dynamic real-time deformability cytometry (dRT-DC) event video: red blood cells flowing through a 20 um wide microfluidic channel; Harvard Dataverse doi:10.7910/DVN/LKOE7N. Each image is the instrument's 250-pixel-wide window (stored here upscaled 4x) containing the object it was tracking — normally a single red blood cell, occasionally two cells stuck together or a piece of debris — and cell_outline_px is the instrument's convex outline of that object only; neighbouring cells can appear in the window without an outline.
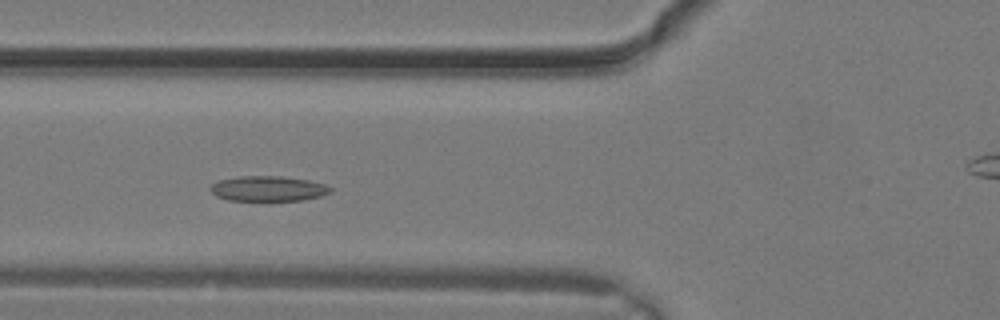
{"species": "common noctule bat (a hibernating species)", "species_latin": "Nyctalus noctula", "temperature_condition": "warm", "stored_images_in_passage": 15, "camera_frame_rate_fps": 3000, "um_per_image_px": 0.085, "animal": {"sex": "male", "body_mass_g": 19.2, "forearm_length_mm": 51.8}, "frame": {"image": 1, "passage_image": 8, "time_ms": 2.333, "image_size_px": [1000, 320], "cell_outline_px": [[332, 192], [320, 196], [304, 200], [268, 204], [264, 204], [228, 200], [216, 196], [208, 188], [212, 184], [220, 180], [240, 176], [280, 176], [308, 180], [324, 184], [332, 188]], "centroid_in_image_um": [22.78, 16.1], "position_along_channel_um": 103.0, "area_um2": 18.67}}
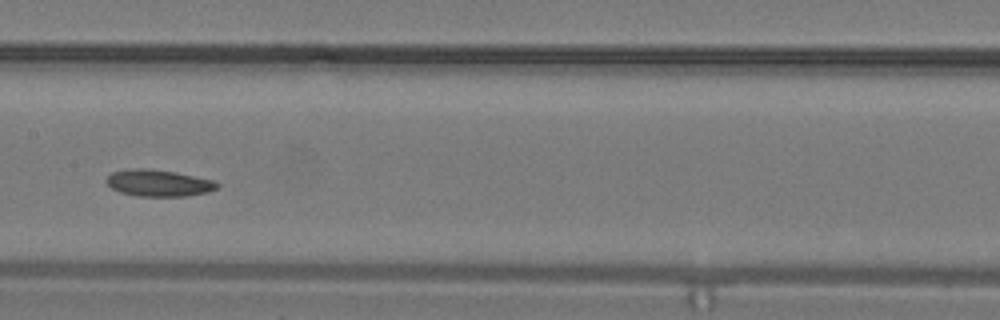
{"frame": {"image": 2, "passage_image": 12, "time_ms": 3.667, "image_size_px": [1000, 320], "cell_outline_px": [[220, 184], [216, 188], [208, 192], [184, 196], [136, 196], [120, 192], [112, 188], [104, 180], [112, 172], [128, 168], [148, 168], [176, 172], [216, 180]], "centroid_in_image_um": [13.48, 15.54], "position_along_channel_um": 193.9, "area_um2": 17.4}}
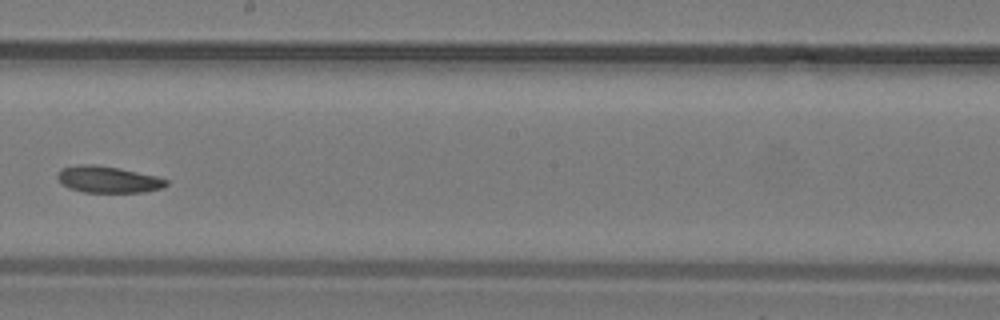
{"frame": {"image": 3, "passage_image": 14, "time_ms": 4.333, "image_size_px": [1000, 320], "cell_outline_px": [[168, 184], [164, 188], [144, 192], [84, 192], [68, 188], [56, 176], [64, 168], [80, 164], [92, 164], [116, 168], [156, 176], [168, 180]], "centroid_in_image_um": [9.22, 15.27], "position_along_channel_um": 239.0, "area_um2": 16.53}}